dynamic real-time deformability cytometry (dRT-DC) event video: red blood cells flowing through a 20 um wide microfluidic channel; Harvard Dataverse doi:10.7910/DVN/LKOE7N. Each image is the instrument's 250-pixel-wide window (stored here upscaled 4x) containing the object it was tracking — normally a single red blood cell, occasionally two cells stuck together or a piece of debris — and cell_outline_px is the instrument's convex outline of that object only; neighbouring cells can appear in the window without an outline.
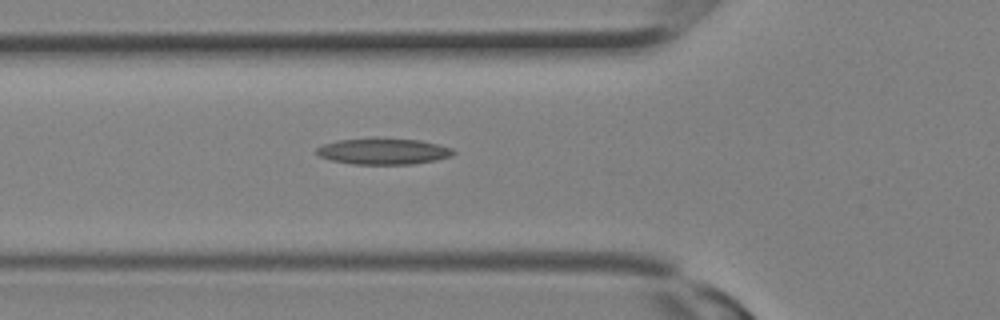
{"species": "Egyptian fruit bat (a non-hibernating species)", "species_latin": "Rousettus aegyptiacus", "temperature_condition": "room temperature", "stored_images_in_passage": 17, "camera_frame_rate_fps": 3000, "um_per_image_px": 0.085, "animal": {"sex": "female"}, "frame": {"image": 1, "passage_image": 10, "time_ms": 3.0, "image_size_px": [1000, 320], "cell_outline_px": [[456, 152], [452, 156], [436, 160], [412, 164], [352, 164], [332, 160], [320, 156], [316, 152], [316, 148], [324, 144], [336, 140], [372, 136], [376, 136], [420, 140], [452, 148]], "centroid_in_image_um": [32.57, 12.83], "position_along_channel_um": 93.2, "area_um2": 21.39}}
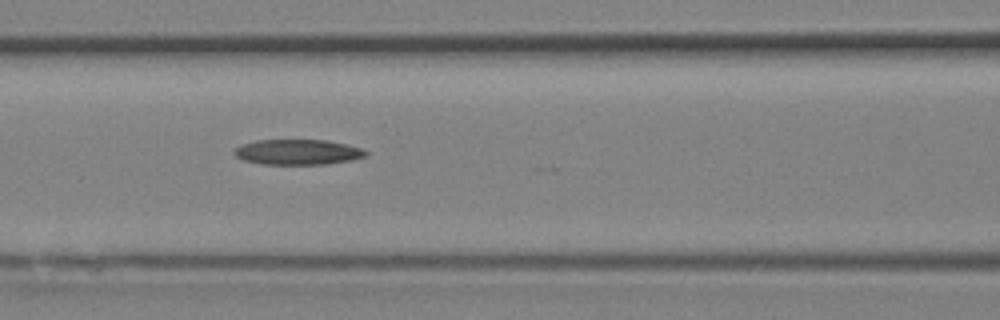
{"frame": {"image": 2, "passage_image": 12, "time_ms": 3.667, "image_size_px": [1000, 320], "cell_outline_px": [[368, 156], [352, 160], [324, 164], [264, 164], [244, 160], [236, 156], [232, 152], [240, 144], [256, 140], [324, 140], [344, 144], [360, 148], [368, 152]], "centroid_in_image_um": [25.29, 12.92], "position_along_channel_um": 141.3, "area_um2": 19.31}}
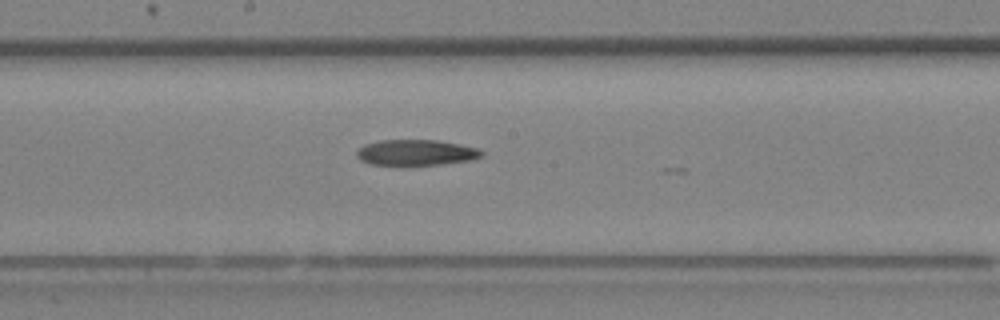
{"frame": {"image": 3, "passage_image": 15, "time_ms": 4.667, "image_size_px": [1000, 320], "cell_outline_px": [[484, 156], [468, 160], [444, 164], [368, 164], [360, 160], [356, 156], [356, 152], [364, 144], [380, 140], [436, 140], [460, 144], [480, 148], [484, 152]], "centroid_in_image_um": [35.38, 12.95], "position_along_channel_um": 212.8, "area_um2": 18.67}}